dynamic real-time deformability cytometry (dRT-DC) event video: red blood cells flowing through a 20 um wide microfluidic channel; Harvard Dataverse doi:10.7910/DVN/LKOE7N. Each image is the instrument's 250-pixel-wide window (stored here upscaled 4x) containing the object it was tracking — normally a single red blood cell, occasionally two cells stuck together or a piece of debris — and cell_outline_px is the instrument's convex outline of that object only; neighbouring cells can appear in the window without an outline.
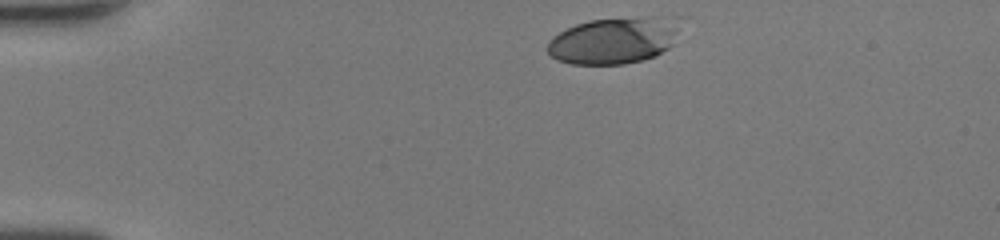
{"species": "human", "species_latin": "Homo sapiens", "temperature_condition": "room temperature", "stored_images_in_passage": 32, "camera_frame_rate_fps": 3000, "um_per_image_px": 0.085, "donor": {"sex": "female"}, "frame": {"image": 1, "passage_image": 1, "time_ms": 0.0, "image_size_px": [1000, 240], "cell_outline_px": [[676, 32], [672, 44], [668, 48], [656, 56], [624, 64], [572, 64], [556, 60], [548, 52], [548, 40], [560, 32], [576, 24], [588, 20], [672, 16], [676, 28]], "centroid_in_image_um": [52.12, 3.45], "position_along_channel_um": 32.9, "area_um2": 35.43}}
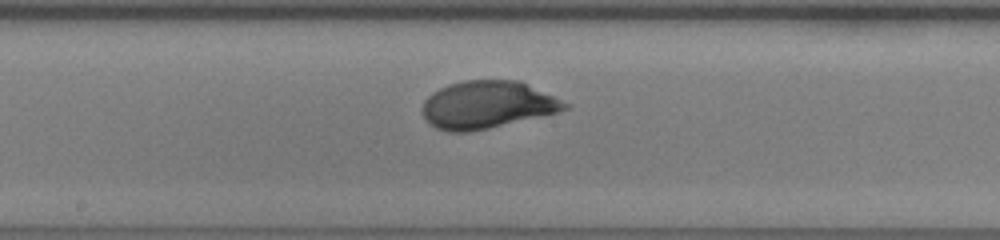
{"frame": {"image": 2, "passage_image": 18, "time_ms": 5.667, "image_size_px": [1000, 240], "cell_outline_px": [[572, 104], [568, 108], [556, 112], [488, 128], [468, 132], [448, 132], [436, 128], [424, 116], [424, 100], [432, 92], [448, 84], [464, 80], [516, 80]], "centroid_in_image_um": [41.4, 8.9], "position_along_channel_um": 206.8, "area_um2": 38.78}}
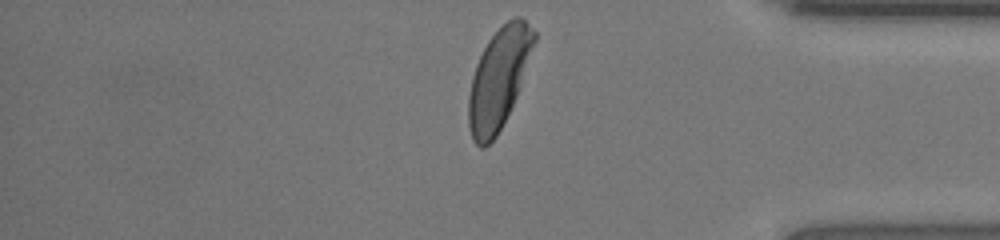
{"frame": {"image": 3, "passage_image": 32, "time_ms": 10.333, "image_size_px": [1000, 240], "cell_outline_px": [[536, 40], [520, 88], [496, 136], [484, 148], [480, 148], [472, 140], [468, 128], [468, 96], [472, 76], [476, 64], [488, 40], [508, 20], [516, 16], [520, 16], [536, 32]], "centroid_in_image_um": [42.38, 6.69], "position_along_channel_um": 392.8, "area_um2": 37.97}, "authors_computed_cell_mechanics": {"area_um2": 38.726, "velocity_mm_per_s": 4.3506, "shape_relaxation_time_tau1_ms": 2.7214, "shape_relaxation_time_tau2_ms": null, "deformation_change_tau1": 0.1641, "deformation_change_tau2": null}}